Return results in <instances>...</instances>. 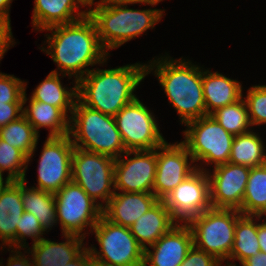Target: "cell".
<instances>
[{
    "label": "cell",
    "instance_id": "b9f144b4",
    "mask_svg": "<svg viewBox=\"0 0 266 266\" xmlns=\"http://www.w3.org/2000/svg\"><path fill=\"white\" fill-rule=\"evenodd\" d=\"M66 266H90V251L88 247L73 261Z\"/></svg>",
    "mask_w": 266,
    "mask_h": 266
},
{
    "label": "cell",
    "instance_id": "5bb4252c",
    "mask_svg": "<svg viewBox=\"0 0 266 266\" xmlns=\"http://www.w3.org/2000/svg\"><path fill=\"white\" fill-rule=\"evenodd\" d=\"M124 154L129 158H124ZM156 167V149L126 151L115 159L113 189L121 192L153 193Z\"/></svg>",
    "mask_w": 266,
    "mask_h": 266
},
{
    "label": "cell",
    "instance_id": "ac0fdd59",
    "mask_svg": "<svg viewBox=\"0 0 266 266\" xmlns=\"http://www.w3.org/2000/svg\"><path fill=\"white\" fill-rule=\"evenodd\" d=\"M158 201L154 193L115 191L102 215L116 225L130 227Z\"/></svg>",
    "mask_w": 266,
    "mask_h": 266
},
{
    "label": "cell",
    "instance_id": "4316f807",
    "mask_svg": "<svg viewBox=\"0 0 266 266\" xmlns=\"http://www.w3.org/2000/svg\"><path fill=\"white\" fill-rule=\"evenodd\" d=\"M264 146L261 138L253 130L235 135L228 162L250 168L261 166L266 163Z\"/></svg>",
    "mask_w": 266,
    "mask_h": 266
},
{
    "label": "cell",
    "instance_id": "f35d334b",
    "mask_svg": "<svg viewBox=\"0 0 266 266\" xmlns=\"http://www.w3.org/2000/svg\"><path fill=\"white\" fill-rule=\"evenodd\" d=\"M163 0H100L96 5L101 6H113V5H125V4H135V3H144L151 6H155Z\"/></svg>",
    "mask_w": 266,
    "mask_h": 266
},
{
    "label": "cell",
    "instance_id": "603a6c76",
    "mask_svg": "<svg viewBox=\"0 0 266 266\" xmlns=\"http://www.w3.org/2000/svg\"><path fill=\"white\" fill-rule=\"evenodd\" d=\"M23 212L22 181H13L0 193V240L9 248H16V227Z\"/></svg>",
    "mask_w": 266,
    "mask_h": 266
},
{
    "label": "cell",
    "instance_id": "9c48e42d",
    "mask_svg": "<svg viewBox=\"0 0 266 266\" xmlns=\"http://www.w3.org/2000/svg\"><path fill=\"white\" fill-rule=\"evenodd\" d=\"M114 166L115 159L108 155L76 147L72 153V181L102 209L115 193L111 188H114ZM97 198L102 199V203H98Z\"/></svg>",
    "mask_w": 266,
    "mask_h": 266
},
{
    "label": "cell",
    "instance_id": "7c38bea8",
    "mask_svg": "<svg viewBox=\"0 0 266 266\" xmlns=\"http://www.w3.org/2000/svg\"><path fill=\"white\" fill-rule=\"evenodd\" d=\"M74 145L69 135L47 137L38 165V183L34 188L56 193L72 181Z\"/></svg>",
    "mask_w": 266,
    "mask_h": 266
},
{
    "label": "cell",
    "instance_id": "e575fe53",
    "mask_svg": "<svg viewBox=\"0 0 266 266\" xmlns=\"http://www.w3.org/2000/svg\"><path fill=\"white\" fill-rule=\"evenodd\" d=\"M25 81L0 73V104L1 103H24L26 91Z\"/></svg>",
    "mask_w": 266,
    "mask_h": 266
},
{
    "label": "cell",
    "instance_id": "83f0119b",
    "mask_svg": "<svg viewBox=\"0 0 266 266\" xmlns=\"http://www.w3.org/2000/svg\"><path fill=\"white\" fill-rule=\"evenodd\" d=\"M253 215H242L236 223L233 247L227 259L239 260L242 264L250 256L256 255L260 250L258 240V224ZM255 221V222H254Z\"/></svg>",
    "mask_w": 266,
    "mask_h": 266
},
{
    "label": "cell",
    "instance_id": "ee69618b",
    "mask_svg": "<svg viewBox=\"0 0 266 266\" xmlns=\"http://www.w3.org/2000/svg\"><path fill=\"white\" fill-rule=\"evenodd\" d=\"M12 0H0V16L10 19V3Z\"/></svg>",
    "mask_w": 266,
    "mask_h": 266
},
{
    "label": "cell",
    "instance_id": "9a60e30c",
    "mask_svg": "<svg viewBox=\"0 0 266 266\" xmlns=\"http://www.w3.org/2000/svg\"><path fill=\"white\" fill-rule=\"evenodd\" d=\"M190 159V163L188 160ZM156 175L153 193L163 200L175 187L188 178L198 168L191 166L193 157L182 143L169 144L165 142L156 148Z\"/></svg>",
    "mask_w": 266,
    "mask_h": 266
},
{
    "label": "cell",
    "instance_id": "8992f818",
    "mask_svg": "<svg viewBox=\"0 0 266 266\" xmlns=\"http://www.w3.org/2000/svg\"><path fill=\"white\" fill-rule=\"evenodd\" d=\"M242 213L237 209L210 208L186 223L193 235V245L223 262L233 247L237 220Z\"/></svg>",
    "mask_w": 266,
    "mask_h": 266
},
{
    "label": "cell",
    "instance_id": "f6af8a7d",
    "mask_svg": "<svg viewBox=\"0 0 266 266\" xmlns=\"http://www.w3.org/2000/svg\"><path fill=\"white\" fill-rule=\"evenodd\" d=\"M3 172L0 170V193L5 190L9 185H11V183H13V180L7 176L5 178V182H4V179H3Z\"/></svg>",
    "mask_w": 266,
    "mask_h": 266
},
{
    "label": "cell",
    "instance_id": "7a4b0ae2",
    "mask_svg": "<svg viewBox=\"0 0 266 266\" xmlns=\"http://www.w3.org/2000/svg\"><path fill=\"white\" fill-rule=\"evenodd\" d=\"M146 76L140 63L113 69H92L77 81V99L84 105L115 116L137 97L133 93Z\"/></svg>",
    "mask_w": 266,
    "mask_h": 266
},
{
    "label": "cell",
    "instance_id": "7dc6e473",
    "mask_svg": "<svg viewBox=\"0 0 266 266\" xmlns=\"http://www.w3.org/2000/svg\"><path fill=\"white\" fill-rule=\"evenodd\" d=\"M90 266H108V265H105V264H102V263H100V262L95 261V260L91 257V254H90Z\"/></svg>",
    "mask_w": 266,
    "mask_h": 266
},
{
    "label": "cell",
    "instance_id": "8d00e7d4",
    "mask_svg": "<svg viewBox=\"0 0 266 266\" xmlns=\"http://www.w3.org/2000/svg\"><path fill=\"white\" fill-rule=\"evenodd\" d=\"M26 91L24 93V103H1L0 104V128L18 119L23 115V106L27 101Z\"/></svg>",
    "mask_w": 266,
    "mask_h": 266
},
{
    "label": "cell",
    "instance_id": "681fc988",
    "mask_svg": "<svg viewBox=\"0 0 266 266\" xmlns=\"http://www.w3.org/2000/svg\"><path fill=\"white\" fill-rule=\"evenodd\" d=\"M227 265L226 266H236V264H232L231 262L229 263H226ZM220 266H222V263H221V265Z\"/></svg>",
    "mask_w": 266,
    "mask_h": 266
},
{
    "label": "cell",
    "instance_id": "277c9868",
    "mask_svg": "<svg viewBox=\"0 0 266 266\" xmlns=\"http://www.w3.org/2000/svg\"><path fill=\"white\" fill-rule=\"evenodd\" d=\"M125 5L90 8L88 16L94 21L99 40L106 50L122 46L132 38L142 35L150 27L153 29L162 16L161 9H129Z\"/></svg>",
    "mask_w": 266,
    "mask_h": 266
},
{
    "label": "cell",
    "instance_id": "7bdbcfd3",
    "mask_svg": "<svg viewBox=\"0 0 266 266\" xmlns=\"http://www.w3.org/2000/svg\"><path fill=\"white\" fill-rule=\"evenodd\" d=\"M258 240H259V246L260 250L263 253H266V221L261 222L258 224Z\"/></svg>",
    "mask_w": 266,
    "mask_h": 266
},
{
    "label": "cell",
    "instance_id": "60d3db41",
    "mask_svg": "<svg viewBox=\"0 0 266 266\" xmlns=\"http://www.w3.org/2000/svg\"><path fill=\"white\" fill-rule=\"evenodd\" d=\"M242 266H266V253L259 252L245 260Z\"/></svg>",
    "mask_w": 266,
    "mask_h": 266
},
{
    "label": "cell",
    "instance_id": "484cf974",
    "mask_svg": "<svg viewBox=\"0 0 266 266\" xmlns=\"http://www.w3.org/2000/svg\"><path fill=\"white\" fill-rule=\"evenodd\" d=\"M26 179L22 181V201L24 211L32 213L47 231L57 223L54 193L34 187H26Z\"/></svg>",
    "mask_w": 266,
    "mask_h": 266
},
{
    "label": "cell",
    "instance_id": "44dd1931",
    "mask_svg": "<svg viewBox=\"0 0 266 266\" xmlns=\"http://www.w3.org/2000/svg\"><path fill=\"white\" fill-rule=\"evenodd\" d=\"M33 27L35 30L45 31L53 26L70 24L88 15L86 11L76 10L79 7L77 0H34Z\"/></svg>",
    "mask_w": 266,
    "mask_h": 266
},
{
    "label": "cell",
    "instance_id": "836d02e7",
    "mask_svg": "<svg viewBox=\"0 0 266 266\" xmlns=\"http://www.w3.org/2000/svg\"><path fill=\"white\" fill-rule=\"evenodd\" d=\"M45 231L37 217L28 211H24L20 217L19 225L16 227V248H28L25 238L31 237L34 243L38 242L43 238L41 235L43 236Z\"/></svg>",
    "mask_w": 266,
    "mask_h": 266
},
{
    "label": "cell",
    "instance_id": "e0dca14e",
    "mask_svg": "<svg viewBox=\"0 0 266 266\" xmlns=\"http://www.w3.org/2000/svg\"><path fill=\"white\" fill-rule=\"evenodd\" d=\"M193 246V235L187 223H177L144 253V266H180Z\"/></svg>",
    "mask_w": 266,
    "mask_h": 266
},
{
    "label": "cell",
    "instance_id": "d4e9b609",
    "mask_svg": "<svg viewBox=\"0 0 266 266\" xmlns=\"http://www.w3.org/2000/svg\"><path fill=\"white\" fill-rule=\"evenodd\" d=\"M59 74L57 69L51 71L46 79L35 88L31 98L58 107L66 115L69 111L71 115L75 99H77V83L70 90H66L68 88L62 86Z\"/></svg>",
    "mask_w": 266,
    "mask_h": 266
},
{
    "label": "cell",
    "instance_id": "d6a6232c",
    "mask_svg": "<svg viewBox=\"0 0 266 266\" xmlns=\"http://www.w3.org/2000/svg\"><path fill=\"white\" fill-rule=\"evenodd\" d=\"M245 98L251 125L266 124V85L252 86Z\"/></svg>",
    "mask_w": 266,
    "mask_h": 266
},
{
    "label": "cell",
    "instance_id": "7402d4cb",
    "mask_svg": "<svg viewBox=\"0 0 266 266\" xmlns=\"http://www.w3.org/2000/svg\"><path fill=\"white\" fill-rule=\"evenodd\" d=\"M202 87L208 115L217 108L233 104L243 97L240 82L218 72L202 70Z\"/></svg>",
    "mask_w": 266,
    "mask_h": 266
},
{
    "label": "cell",
    "instance_id": "74e56055",
    "mask_svg": "<svg viewBox=\"0 0 266 266\" xmlns=\"http://www.w3.org/2000/svg\"><path fill=\"white\" fill-rule=\"evenodd\" d=\"M10 21V19L0 16V60L10 45L14 44Z\"/></svg>",
    "mask_w": 266,
    "mask_h": 266
},
{
    "label": "cell",
    "instance_id": "8fae6325",
    "mask_svg": "<svg viewBox=\"0 0 266 266\" xmlns=\"http://www.w3.org/2000/svg\"><path fill=\"white\" fill-rule=\"evenodd\" d=\"M126 151L152 150L166 141L152 112L136 98L114 116Z\"/></svg>",
    "mask_w": 266,
    "mask_h": 266
},
{
    "label": "cell",
    "instance_id": "6da1fadb",
    "mask_svg": "<svg viewBox=\"0 0 266 266\" xmlns=\"http://www.w3.org/2000/svg\"><path fill=\"white\" fill-rule=\"evenodd\" d=\"M45 30L52 31V35H47L48 49L41 50L51 56L60 74L74 76L75 83L90 71L84 68L106 62L109 53L101 45L95 23L88 15Z\"/></svg>",
    "mask_w": 266,
    "mask_h": 266
},
{
    "label": "cell",
    "instance_id": "d6986e66",
    "mask_svg": "<svg viewBox=\"0 0 266 266\" xmlns=\"http://www.w3.org/2000/svg\"><path fill=\"white\" fill-rule=\"evenodd\" d=\"M66 242H54L45 238L32 244L33 266H66L75 260L85 249L83 246L84 237L63 234ZM83 246V247H82Z\"/></svg>",
    "mask_w": 266,
    "mask_h": 266
},
{
    "label": "cell",
    "instance_id": "4fadbf2b",
    "mask_svg": "<svg viewBox=\"0 0 266 266\" xmlns=\"http://www.w3.org/2000/svg\"><path fill=\"white\" fill-rule=\"evenodd\" d=\"M163 202L179 223H186L192 217L209 210L211 204L208 171L203 167L197 168L175 187Z\"/></svg>",
    "mask_w": 266,
    "mask_h": 266
},
{
    "label": "cell",
    "instance_id": "1f68e13d",
    "mask_svg": "<svg viewBox=\"0 0 266 266\" xmlns=\"http://www.w3.org/2000/svg\"><path fill=\"white\" fill-rule=\"evenodd\" d=\"M27 160L28 156L23 151L0 139V170L2 172L9 171L8 176L13 181L25 179Z\"/></svg>",
    "mask_w": 266,
    "mask_h": 266
},
{
    "label": "cell",
    "instance_id": "5b68a950",
    "mask_svg": "<svg viewBox=\"0 0 266 266\" xmlns=\"http://www.w3.org/2000/svg\"><path fill=\"white\" fill-rule=\"evenodd\" d=\"M69 122V136L74 137L71 138L74 147L114 159L126 152L113 116L89 108L76 99Z\"/></svg>",
    "mask_w": 266,
    "mask_h": 266
},
{
    "label": "cell",
    "instance_id": "cb8c5ba5",
    "mask_svg": "<svg viewBox=\"0 0 266 266\" xmlns=\"http://www.w3.org/2000/svg\"><path fill=\"white\" fill-rule=\"evenodd\" d=\"M30 104L23 108V115L27 121L39 133L42 128H49L48 137H62L69 135L70 117L60 108L48 103L33 100L30 97Z\"/></svg>",
    "mask_w": 266,
    "mask_h": 266
},
{
    "label": "cell",
    "instance_id": "3957f363",
    "mask_svg": "<svg viewBox=\"0 0 266 266\" xmlns=\"http://www.w3.org/2000/svg\"><path fill=\"white\" fill-rule=\"evenodd\" d=\"M163 58L152 60L151 64L146 65V75L156 68L154 75L164 88L169 103L179 114L181 123L207 116L200 67L192 65L190 61H182V58Z\"/></svg>",
    "mask_w": 266,
    "mask_h": 266
},
{
    "label": "cell",
    "instance_id": "52a82bcc",
    "mask_svg": "<svg viewBox=\"0 0 266 266\" xmlns=\"http://www.w3.org/2000/svg\"><path fill=\"white\" fill-rule=\"evenodd\" d=\"M93 231L100 251L93 246L88 250L95 261L108 266H144L145 250L129 227L116 225L102 215L90 233Z\"/></svg>",
    "mask_w": 266,
    "mask_h": 266
},
{
    "label": "cell",
    "instance_id": "c3c4849f",
    "mask_svg": "<svg viewBox=\"0 0 266 266\" xmlns=\"http://www.w3.org/2000/svg\"><path fill=\"white\" fill-rule=\"evenodd\" d=\"M263 215L265 216L266 215V209L259 215V216H256V219H261V217H263Z\"/></svg>",
    "mask_w": 266,
    "mask_h": 266
},
{
    "label": "cell",
    "instance_id": "f546056e",
    "mask_svg": "<svg viewBox=\"0 0 266 266\" xmlns=\"http://www.w3.org/2000/svg\"><path fill=\"white\" fill-rule=\"evenodd\" d=\"M38 137L39 134L24 115L0 128V139L23 151L28 156L27 163L36 151Z\"/></svg>",
    "mask_w": 266,
    "mask_h": 266
},
{
    "label": "cell",
    "instance_id": "bcb514c9",
    "mask_svg": "<svg viewBox=\"0 0 266 266\" xmlns=\"http://www.w3.org/2000/svg\"><path fill=\"white\" fill-rule=\"evenodd\" d=\"M81 5V7L82 6H86V5H88L89 7H91L92 8V5L94 4V0H77Z\"/></svg>",
    "mask_w": 266,
    "mask_h": 266
},
{
    "label": "cell",
    "instance_id": "4dcf8cb0",
    "mask_svg": "<svg viewBox=\"0 0 266 266\" xmlns=\"http://www.w3.org/2000/svg\"><path fill=\"white\" fill-rule=\"evenodd\" d=\"M210 115L234 136L249 132L252 126L243 97L233 104L217 108Z\"/></svg>",
    "mask_w": 266,
    "mask_h": 266
},
{
    "label": "cell",
    "instance_id": "30bf717a",
    "mask_svg": "<svg viewBox=\"0 0 266 266\" xmlns=\"http://www.w3.org/2000/svg\"><path fill=\"white\" fill-rule=\"evenodd\" d=\"M57 221L63 234L85 238V227H93L102 216V208L75 182L70 181L54 194Z\"/></svg>",
    "mask_w": 266,
    "mask_h": 266
},
{
    "label": "cell",
    "instance_id": "ffe728a7",
    "mask_svg": "<svg viewBox=\"0 0 266 266\" xmlns=\"http://www.w3.org/2000/svg\"><path fill=\"white\" fill-rule=\"evenodd\" d=\"M177 223L179 222L172 216L163 200H159L145 214L141 215L129 229L139 245L146 250L147 244L152 246Z\"/></svg>",
    "mask_w": 266,
    "mask_h": 266
},
{
    "label": "cell",
    "instance_id": "ba28073f",
    "mask_svg": "<svg viewBox=\"0 0 266 266\" xmlns=\"http://www.w3.org/2000/svg\"><path fill=\"white\" fill-rule=\"evenodd\" d=\"M185 140L181 141L193 157L194 162L228 163L234 135L227 132L211 115L185 124Z\"/></svg>",
    "mask_w": 266,
    "mask_h": 266
},
{
    "label": "cell",
    "instance_id": "d590c367",
    "mask_svg": "<svg viewBox=\"0 0 266 266\" xmlns=\"http://www.w3.org/2000/svg\"><path fill=\"white\" fill-rule=\"evenodd\" d=\"M221 262L209 253L194 245L189 249L186 258L180 266H220Z\"/></svg>",
    "mask_w": 266,
    "mask_h": 266
},
{
    "label": "cell",
    "instance_id": "ab89813d",
    "mask_svg": "<svg viewBox=\"0 0 266 266\" xmlns=\"http://www.w3.org/2000/svg\"><path fill=\"white\" fill-rule=\"evenodd\" d=\"M13 250L14 248L11 250V253H15H13V255H10V257L7 259V266H33V263H30L29 261L30 258H27L28 255L24 256V254H21L22 252L19 251L20 248H16L15 251Z\"/></svg>",
    "mask_w": 266,
    "mask_h": 266
},
{
    "label": "cell",
    "instance_id": "2e32d148",
    "mask_svg": "<svg viewBox=\"0 0 266 266\" xmlns=\"http://www.w3.org/2000/svg\"><path fill=\"white\" fill-rule=\"evenodd\" d=\"M249 173L250 167L230 162L216 165L212 175L208 172L211 207L239 210Z\"/></svg>",
    "mask_w": 266,
    "mask_h": 266
},
{
    "label": "cell",
    "instance_id": "f1b7e54d",
    "mask_svg": "<svg viewBox=\"0 0 266 266\" xmlns=\"http://www.w3.org/2000/svg\"><path fill=\"white\" fill-rule=\"evenodd\" d=\"M266 209V163L250 168L244 192L242 215L259 216Z\"/></svg>",
    "mask_w": 266,
    "mask_h": 266
}]
</instances>
